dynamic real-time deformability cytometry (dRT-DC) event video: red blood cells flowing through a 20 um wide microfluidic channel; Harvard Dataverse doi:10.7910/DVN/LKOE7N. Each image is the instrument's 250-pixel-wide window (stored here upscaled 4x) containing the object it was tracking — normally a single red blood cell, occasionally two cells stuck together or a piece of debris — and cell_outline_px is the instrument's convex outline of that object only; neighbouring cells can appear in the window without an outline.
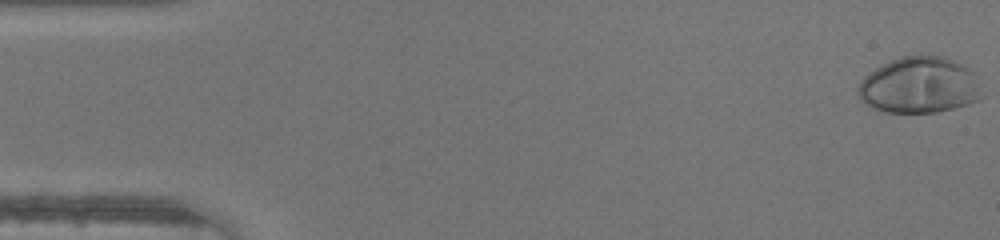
{"species": "human", "species_latin": "Homo sapiens", "temperature_condition": "warm", "stored_images_in_passage": 48, "segment_of_instrument_passage": [1, 2], "camera_frame_rate_fps": 3000, "um_per_image_px": 0.085, "donor": {"sex": "male"}, "frame": {"image": 1, "passage_image": 1, "time_ms": 0.0, "image_size_px": [1000, 240], "cell_outline_px": [[984, 96], [980, 100], [968, 104], [936, 112], [888, 112], [872, 108], [860, 100], [856, 92], [856, 88], [860, 80], [864, 76], [876, 68], [900, 56], [944, 56], [968, 68], [972, 72]], "centroid_in_image_um": [78.12, 7.26], "position_along_channel_um": 6.9, "area_um2": 40.46}}
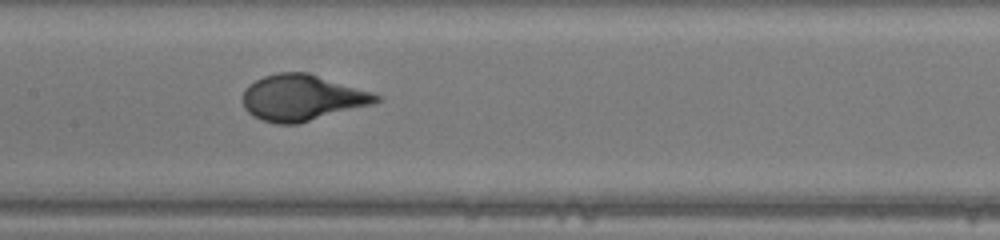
{"frame": {"image": 2, "passage_image": 23, "time_ms": 7.333, "image_size_px": [1000, 240], "cell_outline_px": [[380, 100], [372, 104], [296, 124], [276, 124], [260, 120], [252, 116], [244, 108], [244, 88], [248, 84], [264, 76], [276, 72], [308, 72], [380, 96]], "centroid_in_image_um": [25.6, 8.31], "position_along_channel_um": 181.8, "area_um2": 35.32}}
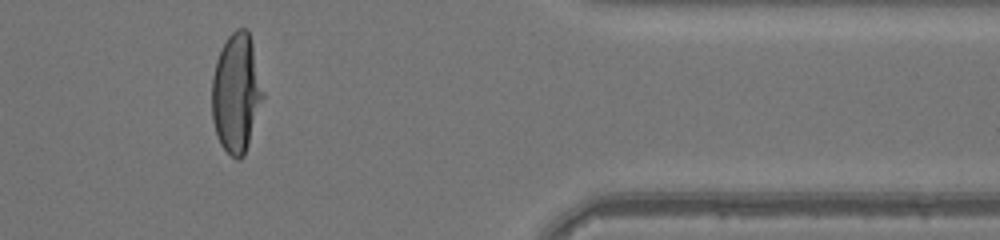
{"frame": {"image": 3, "passage_image": 39, "time_ms": 12.667, "image_size_px": [1000, 240], "cell_outline_px": [[264, 96], [244, 156], [240, 160], [236, 160], [220, 144], [212, 120], [212, 76], [216, 60], [228, 36], [236, 28], [248, 28], [264, 92]], "centroid_in_image_um": [20.08, 7.91], "position_along_channel_um": 391.3, "area_um2": 35.26}}